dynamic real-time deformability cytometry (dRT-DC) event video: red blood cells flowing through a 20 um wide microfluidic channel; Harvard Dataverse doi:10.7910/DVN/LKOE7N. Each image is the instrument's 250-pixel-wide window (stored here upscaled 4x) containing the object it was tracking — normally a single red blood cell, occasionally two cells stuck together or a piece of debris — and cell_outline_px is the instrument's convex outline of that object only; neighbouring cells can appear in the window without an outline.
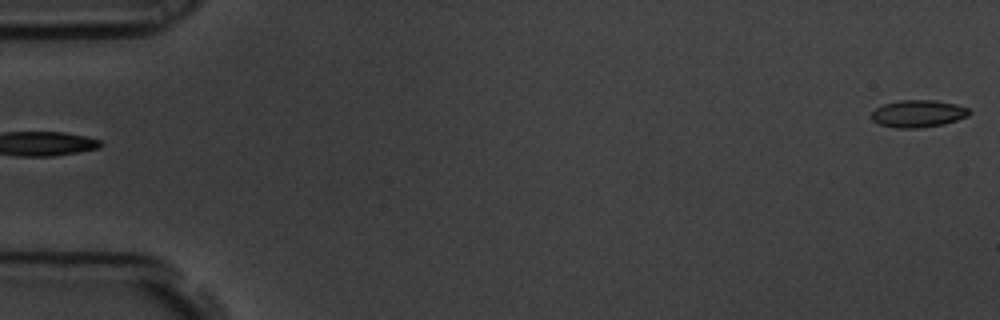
{"species": "common noctule bat (a hibernating species)", "species_latin": "Nyctalus noctula", "temperature_condition": "room temperature", "stored_images_in_passage": 2, "segment_of_instrument_passage": [2, 2], "camera_frame_rate_fps": 3000, "um_per_image_px": 0.085, "animal": {"sex": "male", "body_mass_g": 19.5, "forearm_length_mm": 54.6}, "frame": {"image": 1, "passage_image": 2, "time_ms": 0.333, "image_size_px": [1000, 320], "cell_outline_px": [[972, 112], [968, 116], [944, 124], [920, 128], [896, 128], [880, 124], [872, 120], [872, 112], [876, 108], [884, 104], [900, 100], [936, 100], [956, 104], [968, 108]], "centroid_in_image_um": [78.06, 9.66], "position_along_channel_um": 6.9, "area_um2": 15.55}}